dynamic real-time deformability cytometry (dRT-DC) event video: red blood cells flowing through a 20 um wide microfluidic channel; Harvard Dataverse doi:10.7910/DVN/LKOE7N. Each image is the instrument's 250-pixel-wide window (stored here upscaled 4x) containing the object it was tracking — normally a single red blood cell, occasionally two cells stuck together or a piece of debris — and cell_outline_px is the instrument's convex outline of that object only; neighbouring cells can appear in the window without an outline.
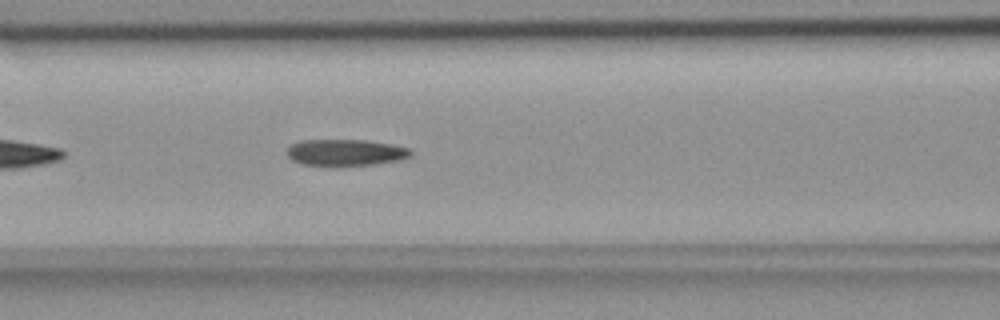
{"species": "common noctule bat (a hibernating species)", "species_latin": "Nyctalus noctula", "temperature_condition": "room temperature", "stored_images_in_passage": 22, "camera_frame_rate_fps": 3000, "um_per_image_px": 0.085, "animal": {"sex": "female", "body_mass_g": 18.4}, "frame": {"image": 1, "passage_image": 9, "time_ms": 2.667, "image_size_px": [1000, 320], "cell_outline_px": [[412, 156], [396, 160], [372, 164], [336, 168], [332, 168], [300, 164], [292, 160], [284, 152], [288, 144], [300, 140], [364, 140], [388, 144], [408, 148], [412, 152]], "centroid_in_image_um": [29.23, 12.99], "position_along_channel_um": 137.4, "area_um2": 19.77}}
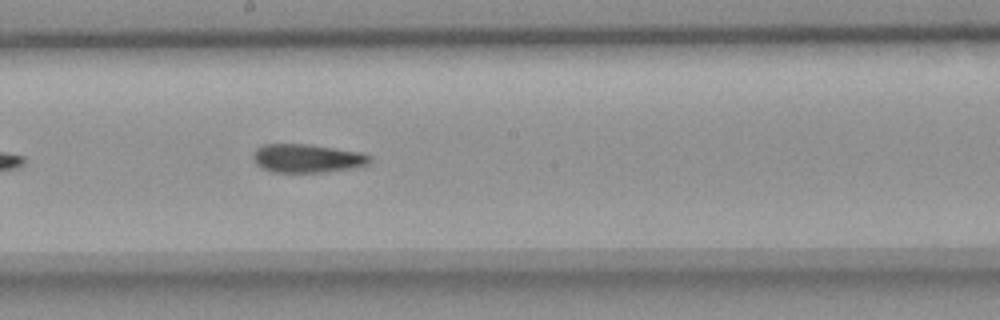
{"frame": {"image": 2, "passage_image": 16, "time_ms": 5.0, "image_size_px": [1000, 320], "cell_outline_px": [[372, 160], [368, 164], [352, 168], [320, 172], [272, 172], [260, 168], [256, 164], [252, 156], [252, 152], [256, 148], [264, 144], [308, 144], [360, 152], [372, 156]], "centroid_in_image_um": [26.07, 13.45], "position_along_channel_um": 222.1, "area_um2": 19.48}}
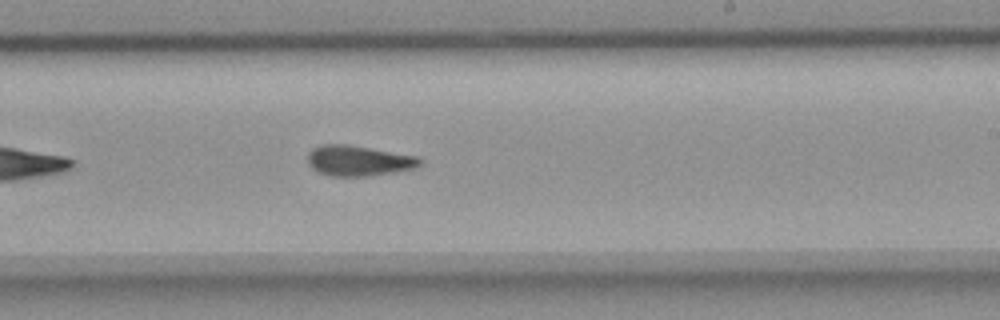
{"frame": {"image": 3, "passage_image": 19, "time_ms": 6.0, "image_size_px": [1000, 320], "cell_outline_px": [[424, 164], [416, 168], [396, 172], [368, 176], [332, 176], [316, 172], [308, 164], [308, 152], [312, 148], [320, 144], [344, 144], [416, 156], [424, 160]], "centroid_in_image_um": [30.48, 13.67], "position_along_channel_um": 258.5, "area_um2": 20.06}}